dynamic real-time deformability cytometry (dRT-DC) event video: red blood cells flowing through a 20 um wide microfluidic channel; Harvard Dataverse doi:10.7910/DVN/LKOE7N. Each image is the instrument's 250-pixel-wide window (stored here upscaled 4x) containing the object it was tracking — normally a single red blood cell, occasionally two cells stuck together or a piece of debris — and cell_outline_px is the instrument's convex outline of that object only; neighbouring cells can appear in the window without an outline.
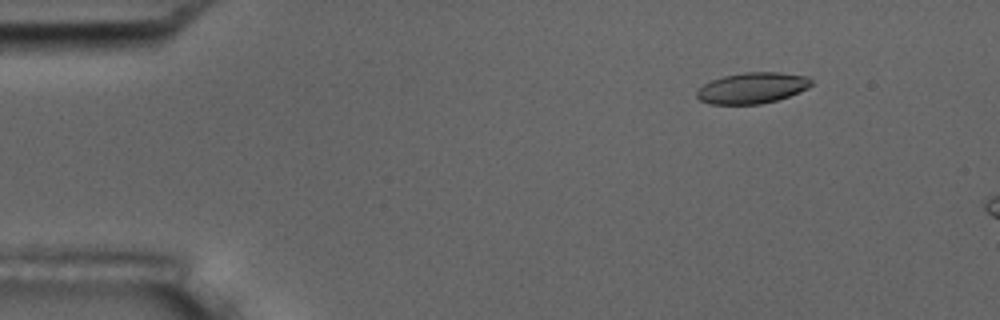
{"species": "common noctule bat (a hibernating species)", "species_latin": "Nyctalus noctula", "temperature_condition": "room temperature", "stored_images_in_passage": 4, "camera_frame_rate_fps": 3000, "um_per_image_px": 0.085, "animal": {"sex": "male", "body_mass_g": 17.5, "forearm_length_mm": 52.3}, "frame": {"image": 1, "passage_image": 2, "time_ms": 1.0, "image_size_px": [1000, 320], "cell_outline_px": [[812, 84], [808, 88], [800, 92], [776, 100], [760, 104], [712, 104], [700, 100], [696, 96], [696, 92], [704, 84], [712, 80], [724, 76], [744, 72], [780, 72], [808, 76], [812, 80]], "centroid_in_image_um": [63.97, 7.47], "position_along_channel_um": 21.0, "area_um2": 20.63}}